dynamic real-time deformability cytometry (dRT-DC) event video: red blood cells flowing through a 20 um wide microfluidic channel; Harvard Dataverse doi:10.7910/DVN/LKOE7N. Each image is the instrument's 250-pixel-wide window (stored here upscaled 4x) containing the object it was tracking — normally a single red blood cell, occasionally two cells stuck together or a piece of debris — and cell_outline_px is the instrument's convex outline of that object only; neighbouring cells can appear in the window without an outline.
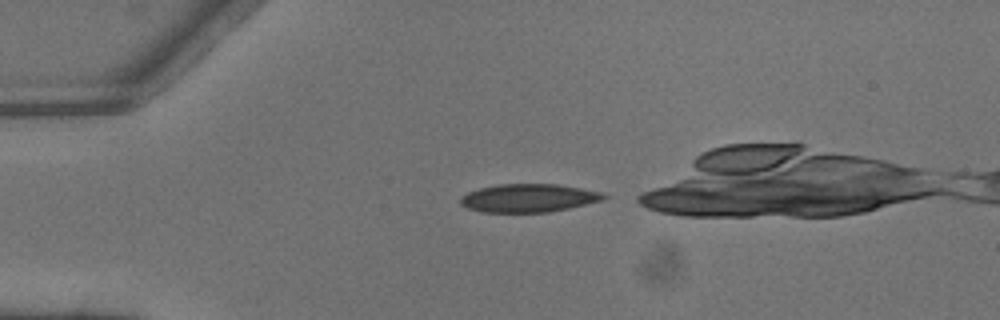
{"species": "common noctule bat (a hibernating species)", "species_latin": "Nyctalus noctula", "temperature_condition": "warm", "stored_images_in_passage": 3, "camera_frame_rate_fps": 3000, "um_per_image_px": 0.085, "animal": {"sex": "male", "body_mass_g": 13.3}, "frame": {"image": 1, "passage_image": 1, "time_ms": 0.0, "image_size_px": [1000, 320], "cell_outline_px": [[608, 196], [604, 200], [568, 208], [548, 212], [480, 212], [468, 208], [460, 204], [460, 196], [468, 192], [480, 188], [500, 184], [556, 184], [580, 188], [600, 192]], "centroid_in_image_um": [44.91, 16.83], "position_along_channel_um": 40.1, "area_um2": 23.47}}
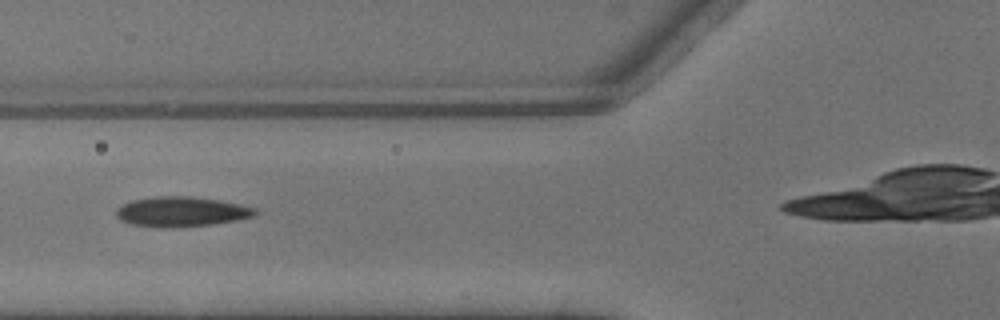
{"frame": {"image": 2, "passage_image": 3, "time_ms": 0.667, "image_size_px": [1000, 320], "cell_outline_px": [[260, 212], [256, 216], [236, 220], [212, 224], [180, 228], [156, 228], [132, 224], [120, 220], [116, 216], [116, 208], [120, 204], [132, 200], [156, 196], [192, 196], [240, 204], [256, 208]], "centroid_in_image_um": [15.4, 18.0], "position_along_channel_um": 110.4, "area_um2": 24.68}}